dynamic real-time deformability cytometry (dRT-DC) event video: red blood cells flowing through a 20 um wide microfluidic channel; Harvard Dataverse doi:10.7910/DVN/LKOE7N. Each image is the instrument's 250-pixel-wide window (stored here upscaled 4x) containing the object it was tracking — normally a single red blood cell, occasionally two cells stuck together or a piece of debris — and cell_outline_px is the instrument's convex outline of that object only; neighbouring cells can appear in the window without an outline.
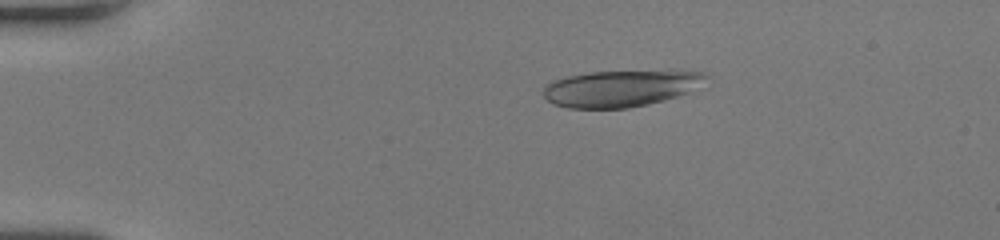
{"species": "human", "species_latin": "Homo sapiens", "temperature_condition": "room temperature", "stored_images_in_passage": 31, "camera_frame_rate_fps": 3000, "um_per_image_px": 0.085, "donor": {"sex": "female"}, "frame": {"image": 1, "passage_image": 1, "time_ms": 0.0, "image_size_px": [1000, 240], "cell_outline_px": [[712, 76], [688, 92], [664, 100], [648, 104], [628, 108], [568, 108], [552, 104], [544, 96], [544, 88], [552, 80], [568, 76], [592, 72], [672, 68], [704, 72]], "centroid_in_image_um": [52.85, 7.46], "position_along_channel_um": 32.1, "area_um2": 35.55}}
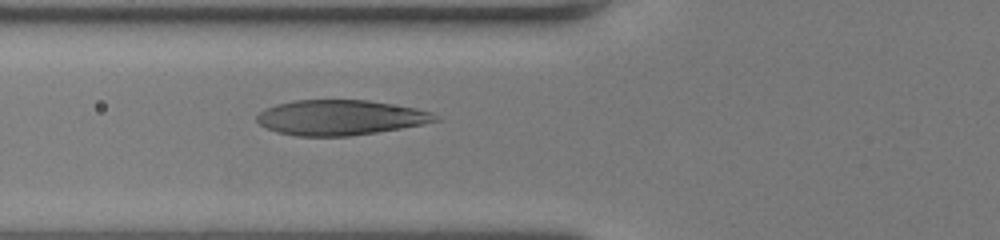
{"frame": {"image": 2, "passage_image": 13, "time_ms": 4.0, "image_size_px": [1000, 240], "cell_outline_px": [[440, 120], [424, 124], [352, 136], [296, 136], [276, 132], [260, 124], [256, 120], [256, 116], [260, 112], [276, 104], [292, 100], [368, 100], [416, 108], [432, 112], [440, 116]], "centroid_in_image_um": [28.95, 9.99], "position_along_channel_um": 96.9, "area_um2": 36.59}}
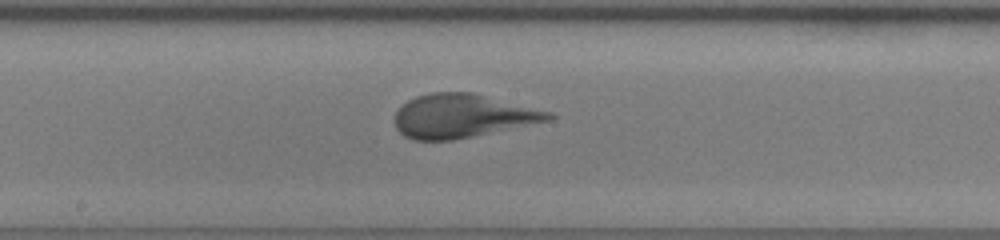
{"frame": {"image": 3, "passage_image": 23, "time_ms": 7.333, "image_size_px": [1000, 240], "cell_outline_px": [[556, 116], [552, 120], [452, 140], [412, 140], [404, 136], [396, 128], [396, 112], [408, 100], [416, 96], [432, 92], [472, 92], [552, 112]], "centroid_in_image_um": [39.31, 9.85], "position_along_channel_um": 208.9, "area_um2": 38.84}}